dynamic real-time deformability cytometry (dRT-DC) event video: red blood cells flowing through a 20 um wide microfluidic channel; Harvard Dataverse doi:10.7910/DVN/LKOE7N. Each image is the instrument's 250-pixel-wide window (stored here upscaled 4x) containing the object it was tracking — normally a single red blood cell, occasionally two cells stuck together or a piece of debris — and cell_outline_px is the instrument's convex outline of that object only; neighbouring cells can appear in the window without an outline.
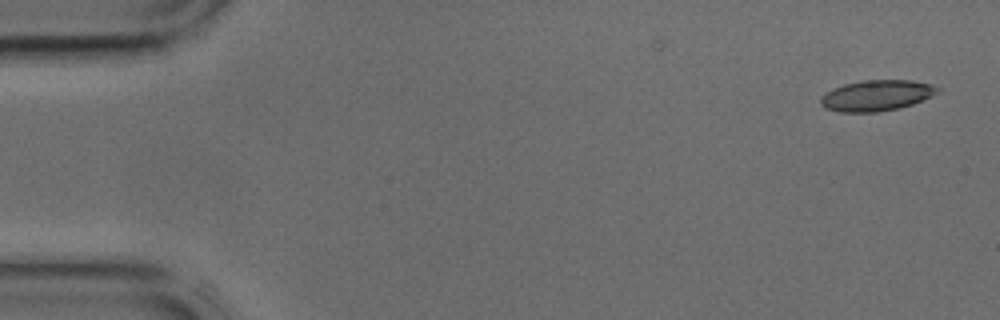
{"species": "common noctule bat (a hibernating species)", "species_latin": "Nyctalus noctula", "temperature_condition": "cold", "stored_images_in_passage": 7, "camera_frame_rate_fps": 3000, "um_per_image_px": 0.085, "animal": {"sex": "male", "body_mass_g": 17.9, "forearm_length_mm": 54.2}, "frame": {"image": 1, "passage_image": 1, "time_ms": 0.0, "image_size_px": [1000, 320], "cell_outline_px": [[940, 92], [912, 104], [900, 108], [880, 112], [840, 112], [824, 108], [820, 104], [820, 96], [844, 84], [864, 80], [912, 80], [932, 84], [940, 88]], "centroid_in_image_um": [74.52, 8.12], "position_along_channel_um": 10.5, "area_um2": 21.04}}